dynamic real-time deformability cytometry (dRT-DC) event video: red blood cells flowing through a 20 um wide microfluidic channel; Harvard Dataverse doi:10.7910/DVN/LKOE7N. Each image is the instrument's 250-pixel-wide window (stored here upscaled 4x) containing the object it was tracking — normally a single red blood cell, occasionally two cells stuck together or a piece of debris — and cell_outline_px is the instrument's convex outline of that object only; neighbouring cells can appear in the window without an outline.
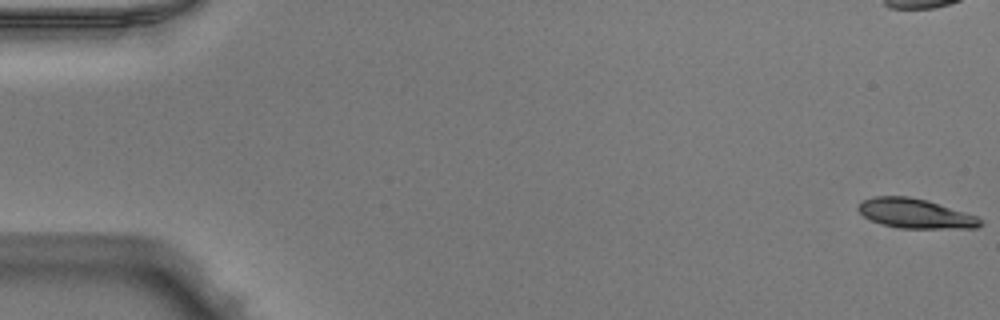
{"species": "Egyptian fruit bat (a non-hibernating species)", "species_latin": "Rousettus aegyptiacus", "temperature_condition": "warm", "stored_images_in_passage": 52, "camera_frame_rate_fps": 3000, "um_per_image_px": 0.085, "animal": {"sex": "male"}, "frame": {"image": 1, "passage_image": 1, "time_ms": 0.0, "image_size_px": [1000, 320], "cell_outline_px": [[984, 224], [976, 228], [900, 228], [880, 224], [864, 216], [856, 208], [864, 200], [876, 196], [908, 196], [928, 200], [976, 216]], "centroid_in_image_um": [77.8, 18.15], "position_along_channel_um": 7.2, "area_um2": 20.87}}
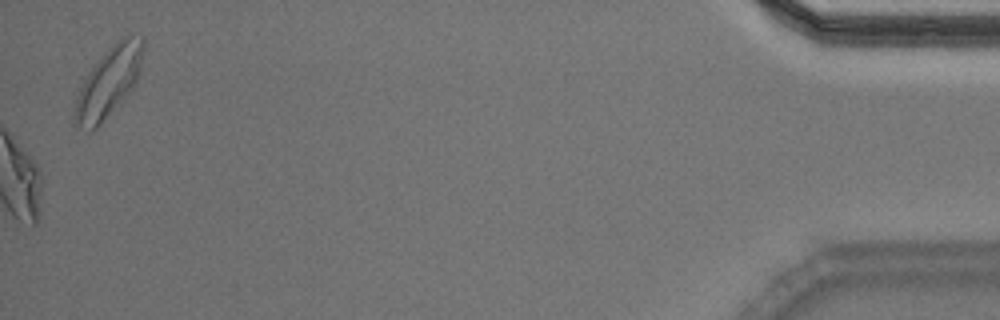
{"frame": {"image": 2, "passage_image": 52, "time_ms": 17.0, "image_size_px": [1000, 320], "cell_outline_px": [[144, 48], [140, 72], [132, 88], [100, 124], [92, 132], [88, 132], [72, 124], [72, 116], [76, 96], [84, 76], [104, 52], [120, 36], [128, 32], [144, 36]], "centroid_in_image_um": [9.21, 6.93], "position_along_channel_um": 426.0, "area_um2": 28.61}, "authors_computed_cell_mechanics": {"area_um2": 22.5131, "velocity_mm_per_s": 4.0151, "shape_relaxation_time_tau1_ms": 5.0532, "shape_relaxation_time_tau2_ms": 5.1001, "deformation_change_tau1": 0.1921, "deformation_change_tau2": 0.1304}}